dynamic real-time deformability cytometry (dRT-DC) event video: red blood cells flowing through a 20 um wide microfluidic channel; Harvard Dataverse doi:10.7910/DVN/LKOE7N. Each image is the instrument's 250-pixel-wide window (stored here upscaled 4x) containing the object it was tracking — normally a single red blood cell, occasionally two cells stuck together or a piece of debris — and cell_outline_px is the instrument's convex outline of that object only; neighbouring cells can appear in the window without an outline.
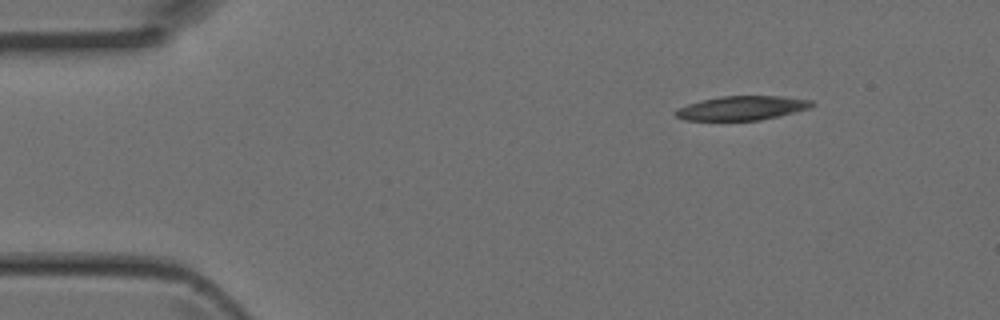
{"species": "Egyptian fruit bat (a non-hibernating species)", "species_latin": "Rousettus aegyptiacus", "temperature_condition": "room temperature", "stored_images_in_passage": 3, "camera_frame_rate_fps": 3000, "um_per_image_px": 0.085, "animal": {"sex": "female"}, "frame": {"image": 1, "passage_image": 1, "time_ms": 0.0, "image_size_px": [1000, 320], "cell_outline_px": [[816, 104], [812, 108], [760, 120], [684, 120], [676, 116], [672, 112], [676, 108], [688, 104], [720, 96], [780, 96], [812, 100]], "centroid_in_image_um": [63.08, 9.18], "position_along_channel_um": 21.9, "area_um2": 19.19}}
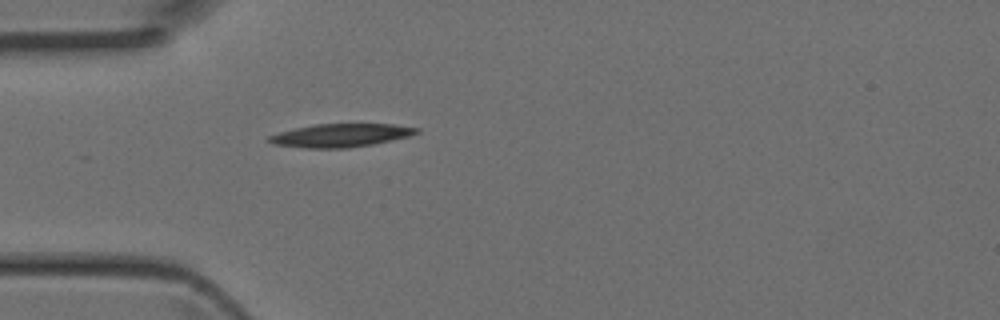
{"frame": {"image": 2, "passage_image": 3, "time_ms": 0.667, "image_size_px": [1000, 320], "cell_outline_px": [[420, 132], [408, 136], [372, 144], [348, 148], [304, 148], [276, 144], [264, 140], [268, 136], [280, 132], [296, 128], [316, 124], [392, 124], [420, 128]], "centroid_in_image_um": [28.95, 11.5], "position_along_channel_um": 56.1, "area_um2": 19.83}}